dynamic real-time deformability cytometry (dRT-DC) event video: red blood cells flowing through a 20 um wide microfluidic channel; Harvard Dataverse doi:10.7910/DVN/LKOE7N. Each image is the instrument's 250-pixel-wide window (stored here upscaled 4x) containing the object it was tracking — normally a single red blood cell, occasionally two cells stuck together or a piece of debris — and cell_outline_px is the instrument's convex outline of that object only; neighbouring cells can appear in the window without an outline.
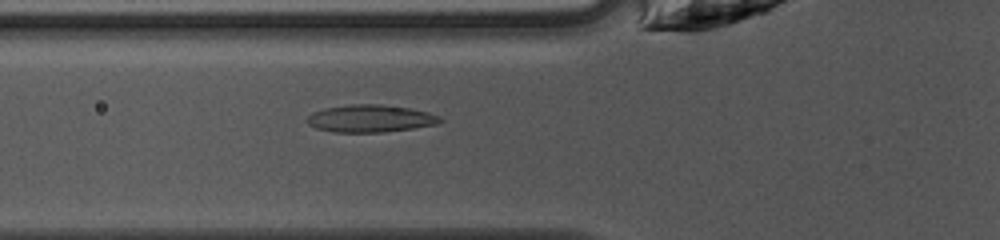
{"species": "common noctule bat (a hibernating species)", "species_latin": "Nyctalus noctula", "temperature_condition": "warm", "stored_images_in_passage": 48, "camera_frame_rate_fps": 3000, "um_per_image_px": 0.085, "animal": {"sex": "female", "body_mass_g": 10.0, "forearm_length_mm": 53.1}, "frame": {"image": 1, "passage_image": 18, "time_ms": 5.667, "image_size_px": [1000, 240], "cell_outline_px": [[444, 120], [436, 124], [412, 128], [384, 132], [336, 132], [316, 128], [308, 124], [304, 120], [312, 112], [324, 108], [348, 104], [380, 104], [408, 108], [428, 112], [440, 116]], "centroid_in_image_um": [31.45, 10.07], "position_along_channel_um": 94.4, "area_um2": 21.27}}
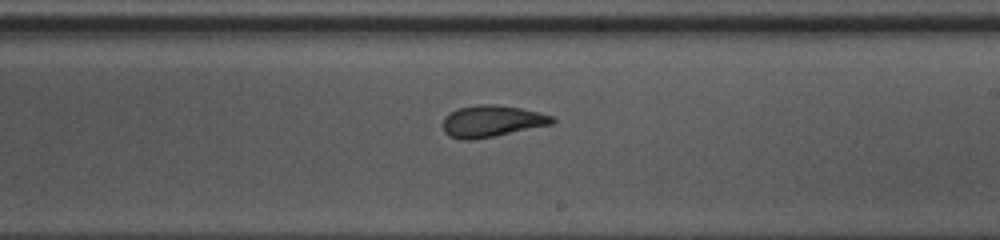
{"frame": {"image": 2, "passage_image": 29, "time_ms": 9.333, "image_size_px": [1000, 240], "cell_outline_px": [[556, 120], [552, 124], [472, 140], [460, 140], [448, 136], [444, 132], [444, 116], [448, 112], [460, 108], [476, 104], [492, 104], [520, 108], [540, 112], [552, 116]], "centroid_in_image_um": [41.77, 10.29], "position_along_channel_um": 247.2, "area_um2": 20.06}}
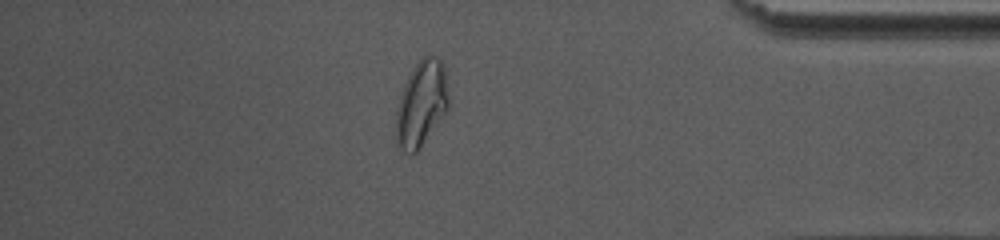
{"frame": {"image": 3, "passage_image": 42, "time_ms": 13.667, "image_size_px": [1000, 240], "cell_outline_px": [[452, 104], [416, 152], [412, 156], [404, 152], [396, 144], [396, 112], [400, 96], [404, 84], [412, 68], [428, 52], [436, 56], [444, 64]], "centroid_in_image_um": [35.85, 8.78], "position_along_channel_um": 399.3, "area_um2": 26.82}, "authors_computed_cell_mechanics": {"area_um2": 21.0681, "velocity_mm_per_s": 4.154, "shape_relaxation_time_tau1_ms": 3.9871, "shape_relaxation_time_tau2_ms": 1.7073, "deformation_change_tau1": 0.1864, "deformation_change_tau2": 0.0789}}